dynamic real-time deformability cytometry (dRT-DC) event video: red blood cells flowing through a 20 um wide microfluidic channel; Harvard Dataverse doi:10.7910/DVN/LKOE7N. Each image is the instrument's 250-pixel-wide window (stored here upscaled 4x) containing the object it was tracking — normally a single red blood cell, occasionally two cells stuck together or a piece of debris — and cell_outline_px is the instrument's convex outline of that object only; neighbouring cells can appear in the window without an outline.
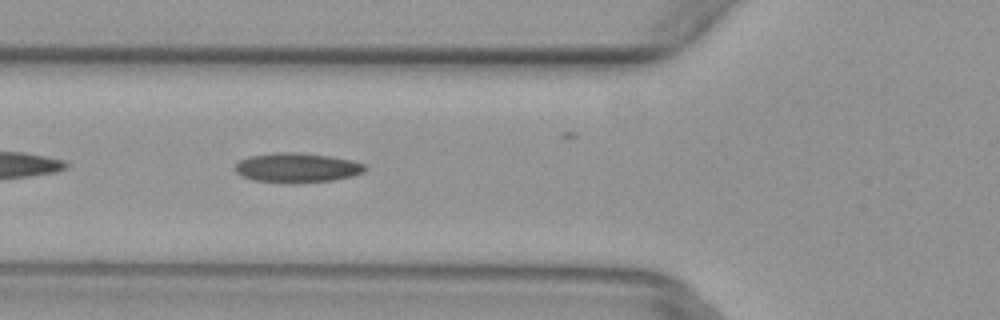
{"species": "common noctule bat (a hibernating species)", "species_latin": "Nyctalus noctula", "temperature_condition": "warm", "stored_images_in_passage": 7, "camera_frame_rate_fps": 3000, "um_per_image_px": 0.085, "animal": {"sex": "female", "body_mass_g": 29.2, "forearm_length_mm": 56.3}, "frame": {"image": 1, "passage_image": 5, "time_ms": 1.333, "image_size_px": [1000, 320], "cell_outline_px": [[368, 168], [364, 172], [352, 176], [332, 180], [296, 184], [288, 184], [252, 180], [236, 172], [236, 164], [240, 160], [248, 156], [276, 152], [292, 152], [328, 156], [352, 160], [364, 164]], "centroid_in_image_um": [25.25, 14.27], "position_along_channel_um": 100.5, "area_um2": 22.54}}
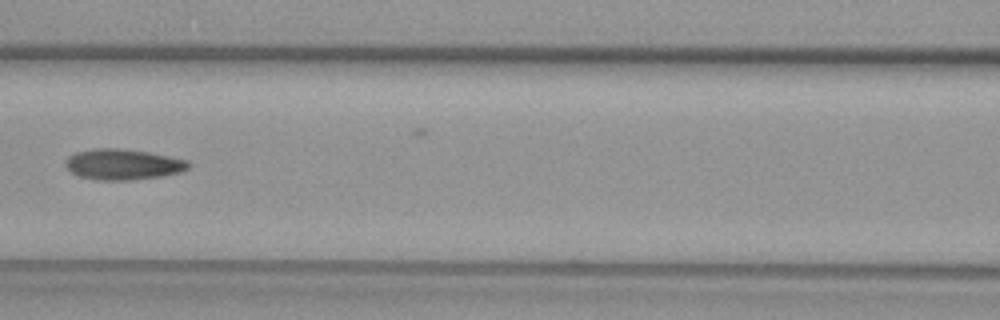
{"frame": {"image": 2, "passage_image": 6, "time_ms": 1.667, "image_size_px": [1000, 320], "cell_outline_px": [[192, 164], [188, 168], [180, 172], [160, 176], [128, 180], [96, 180], [80, 176], [72, 172], [64, 164], [64, 160], [68, 156], [76, 152], [96, 148], [116, 148], [148, 152], [188, 160]], "centroid_in_image_um": [10.44, 13.97], "position_along_channel_um": 156.2, "area_um2": 21.91}}